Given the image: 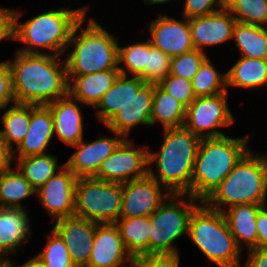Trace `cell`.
Masks as SVG:
<instances>
[{
	"mask_svg": "<svg viewBox=\"0 0 267 267\" xmlns=\"http://www.w3.org/2000/svg\"><path fill=\"white\" fill-rule=\"evenodd\" d=\"M179 199V200H178ZM201 203L189 194H170L150 217V255L179 254L173 244L188 234L189 219Z\"/></svg>",
	"mask_w": 267,
	"mask_h": 267,
	"instance_id": "ba28073f",
	"label": "cell"
},
{
	"mask_svg": "<svg viewBox=\"0 0 267 267\" xmlns=\"http://www.w3.org/2000/svg\"><path fill=\"white\" fill-rule=\"evenodd\" d=\"M145 3H148L149 5H157V4H164L168 3L171 0H143Z\"/></svg>",
	"mask_w": 267,
	"mask_h": 267,
	"instance_id": "681fc988",
	"label": "cell"
},
{
	"mask_svg": "<svg viewBox=\"0 0 267 267\" xmlns=\"http://www.w3.org/2000/svg\"><path fill=\"white\" fill-rule=\"evenodd\" d=\"M149 148L141 146L135 148L130 138H125L114 152L100 165L98 172L93 176L98 180L125 183L148 175Z\"/></svg>",
	"mask_w": 267,
	"mask_h": 267,
	"instance_id": "8fae6325",
	"label": "cell"
},
{
	"mask_svg": "<svg viewBox=\"0 0 267 267\" xmlns=\"http://www.w3.org/2000/svg\"><path fill=\"white\" fill-rule=\"evenodd\" d=\"M227 98L228 91L214 96L196 97L186 108L184 127L201 139L226 136L220 128L229 127L235 122Z\"/></svg>",
	"mask_w": 267,
	"mask_h": 267,
	"instance_id": "30bf717a",
	"label": "cell"
},
{
	"mask_svg": "<svg viewBox=\"0 0 267 267\" xmlns=\"http://www.w3.org/2000/svg\"><path fill=\"white\" fill-rule=\"evenodd\" d=\"M123 66H120V65ZM147 65V39L145 42H134L130 45L118 46V69L120 74L139 76Z\"/></svg>",
	"mask_w": 267,
	"mask_h": 267,
	"instance_id": "e575fe53",
	"label": "cell"
},
{
	"mask_svg": "<svg viewBox=\"0 0 267 267\" xmlns=\"http://www.w3.org/2000/svg\"><path fill=\"white\" fill-rule=\"evenodd\" d=\"M122 183L77 178L75 216L96 223H115L120 218Z\"/></svg>",
	"mask_w": 267,
	"mask_h": 267,
	"instance_id": "9c48e42d",
	"label": "cell"
},
{
	"mask_svg": "<svg viewBox=\"0 0 267 267\" xmlns=\"http://www.w3.org/2000/svg\"><path fill=\"white\" fill-rule=\"evenodd\" d=\"M242 267H267V248H252Z\"/></svg>",
	"mask_w": 267,
	"mask_h": 267,
	"instance_id": "f6af8a7d",
	"label": "cell"
},
{
	"mask_svg": "<svg viewBox=\"0 0 267 267\" xmlns=\"http://www.w3.org/2000/svg\"><path fill=\"white\" fill-rule=\"evenodd\" d=\"M86 14L72 30L65 57L67 76H80L109 69H118V39L92 17L83 28ZM80 30V31H79ZM79 31V33H77Z\"/></svg>",
	"mask_w": 267,
	"mask_h": 267,
	"instance_id": "5b68a950",
	"label": "cell"
},
{
	"mask_svg": "<svg viewBox=\"0 0 267 267\" xmlns=\"http://www.w3.org/2000/svg\"><path fill=\"white\" fill-rule=\"evenodd\" d=\"M69 93L46 105L52 113L54 135L68 146H74L84 136L83 116L79 105Z\"/></svg>",
	"mask_w": 267,
	"mask_h": 267,
	"instance_id": "44dd1931",
	"label": "cell"
},
{
	"mask_svg": "<svg viewBox=\"0 0 267 267\" xmlns=\"http://www.w3.org/2000/svg\"><path fill=\"white\" fill-rule=\"evenodd\" d=\"M97 223L78 216L56 220L53 229L63 239L76 267H86L94 242Z\"/></svg>",
	"mask_w": 267,
	"mask_h": 267,
	"instance_id": "e0dca14e",
	"label": "cell"
},
{
	"mask_svg": "<svg viewBox=\"0 0 267 267\" xmlns=\"http://www.w3.org/2000/svg\"><path fill=\"white\" fill-rule=\"evenodd\" d=\"M183 17L207 16L225 7V0H185Z\"/></svg>",
	"mask_w": 267,
	"mask_h": 267,
	"instance_id": "ab89813d",
	"label": "cell"
},
{
	"mask_svg": "<svg viewBox=\"0 0 267 267\" xmlns=\"http://www.w3.org/2000/svg\"><path fill=\"white\" fill-rule=\"evenodd\" d=\"M0 267H10V260L7 259H0Z\"/></svg>",
	"mask_w": 267,
	"mask_h": 267,
	"instance_id": "f907efd6",
	"label": "cell"
},
{
	"mask_svg": "<svg viewBox=\"0 0 267 267\" xmlns=\"http://www.w3.org/2000/svg\"><path fill=\"white\" fill-rule=\"evenodd\" d=\"M207 57L206 53L197 49L173 56L171 57L169 74L192 80L194 75L198 72L200 65Z\"/></svg>",
	"mask_w": 267,
	"mask_h": 267,
	"instance_id": "74e56055",
	"label": "cell"
},
{
	"mask_svg": "<svg viewBox=\"0 0 267 267\" xmlns=\"http://www.w3.org/2000/svg\"><path fill=\"white\" fill-rule=\"evenodd\" d=\"M186 118V107L172 95L154 84L151 127L161 123L163 129L183 127Z\"/></svg>",
	"mask_w": 267,
	"mask_h": 267,
	"instance_id": "83f0119b",
	"label": "cell"
},
{
	"mask_svg": "<svg viewBox=\"0 0 267 267\" xmlns=\"http://www.w3.org/2000/svg\"><path fill=\"white\" fill-rule=\"evenodd\" d=\"M257 248H267V205H264L257 214Z\"/></svg>",
	"mask_w": 267,
	"mask_h": 267,
	"instance_id": "ee69618b",
	"label": "cell"
},
{
	"mask_svg": "<svg viewBox=\"0 0 267 267\" xmlns=\"http://www.w3.org/2000/svg\"><path fill=\"white\" fill-rule=\"evenodd\" d=\"M46 238L48 239L47 243L38 256L47 267H76L72 262L63 239L54 229Z\"/></svg>",
	"mask_w": 267,
	"mask_h": 267,
	"instance_id": "8d00e7d4",
	"label": "cell"
},
{
	"mask_svg": "<svg viewBox=\"0 0 267 267\" xmlns=\"http://www.w3.org/2000/svg\"><path fill=\"white\" fill-rule=\"evenodd\" d=\"M114 137H104L95 141L81 140L76 145V151L64 165L77 177H93L101 163L110 156L125 139L121 134L111 131Z\"/></svg>",
	"mask_w": 267,
	"mask_h": 267,
	"instance_id": "2e32d148",
	"label": "cell"
},
{
	"mask_svg": "<svg viewBox=\"0 0 267 267\" xmlns=\"http://www.w3.org/2000/svg\"><path fill=\"white\" fill-rule=\"evenodd\" d=\"M13 160V150L8 146L0 130V171L11 168Z\"/></svg>",
	"mask_w": 267,
	"mask_h": 267,
	"instance_id": "bcb514c9",
	"label": "cell"
},
{
	"mask_svg": "<svg viewBox=\"0 0 267 267\" xmlns=\"http://www.w3.org/2000/svg\"><path fill=\"white\" fill-rule=\"evenodd\" d=\"M267 204H239L224 210L223 214L237 245L243 249L257 248L256 219L259 210Z\"/></svg>",
	"mask_w": 267,
	"mask_h": 267,
	"instance_id": "cb8c5ba5",
	"label": "cell"
},
{
	"mask_svg": "<svg viewBox=\"0 0 267 267\" xmlns=\"http://www.w3.org/2000/svg\"><path fill=\"white\" fill-rule=\"evenodd\" d=\"M187 237L217 267H242L243 250L231 234L223 212L199 203L190 216Z\"/></svg>",
	"mask_w": 267,
	"mask_h": 267,
	"instance_id": "8992f818",
	"label": "cell"
},
{
	"mask_svg": "<svg viewBox=\"0 0 267 267\" xmlns=\"http://www.w3.org/2000/svg\"><path fill=\"white\" fill-rule=\"evenodd\" d=\"M180 254H151L136 260L138 267H179Z\"/></svg>",
	"mask_w": 267,
	"mask_h": 267,
	"instance_id": "b9f144b4",
	"label": "cell"
},
{
	"mask_svg": "<svg viewBox=\"0 0 267 267\" xmlns=\"http://www.w3.org/2000/svg\"><path fill=\"white\" fill-rule=\"evenodd\" d=\"M146 83L139 76L119 74L114 84L101 97L96 116L102 124H106Z\"/></svg>",
	"mask_w": 267,
	"mask_h": 267,
	"instance_id": "d4e9b609",
	"label": "cell"
},
{
	"mask_svg": "<svg viewBox=\"0 0 267 267\" xmlns=\"http://www.w3.org/2000/svg\"><path fill=\"white\" fill-rule=\"evenodd\" d=\"M236 19L224 7L207 16L189 19L192 43L195 49L205 52V47H213L231 41Z\"/></svg>",
	"mask_w": 267,
	"mask_h": 267,
	"instance_id": "ac0fdd59",
	"label": "cell"
},
{
	"mask_svg": "<svg viewBox=\"0 0 267 267\" xmlns=\"http://www.w3.org/2000/svg\"><path fill=\"white\" fill-rule=\"evenodd\" d=\"M136 263L127 252L115 223H97L86 267H131Z\"/></svg>",
	"mask_w": 267,
	"mask_h": 267,
	"instance_id": "5bb4252c",
	"label": "cell"
},
{
	"mask_svg": "<svg viewBox=\"0 0 267 267\" xmlns=\"http://www.w3.org/2000/svg\"><path fill=\"white\" fill-rule=\"evenodd\" d=\"M54 136L51 110L45 105H32L28 131L20 145L13 150L14 158L47 154Z\"/></svg>",
	"mask_w": 267,
	"mask_h": 267,
	"instance_id": "ffe728a7",
	"label": "cell"
},
{
	"mask_svg": "<svg viewBox=\"0 0 267 267\" xmlns=\"http://www.w3.org/2000/svg\"><path fill=\"white\" fill-rule=\"evenodd\" d=\"M170 194L149 174L122 183L120 218L150 216Z\"/></svg>",
	"mask_w": 267,
	"mask_h": 267,
	"instance_id": "7c38bea8",
	"label": "cell"
},
{
	"mask_svg": "<svg viewBox=\"0 0 267 267\" xmlns=\"http://www.w3.org/2000/svg\"><path fill=\"white\" fill-rule=\"evenodd\" d=\"M159 152L149 149L148 174L172 194H188L201 138L183 127L163 129ZM156 163V170L152 164ZM156 171V172H155Z\"/></svg>",
	"mask_w": 267,
	"mask_h": 267,
	"instance_id": "7a4b0ae2",
	"label": "cell"
},
{
	"mask_svg": "<svg viewBox=\"0 0 267 267\" xmlns=\"http://www.w3.org/2000/svg\"><path fill=\"white\" fill-rule=\"evenodd\" d=\"M257 157L259 158L261 164H262V167H263V171L265 172L266 174V177H267V155H263V156H258Z\"/></svg>",
	"mask_w": 267,
	"mask_h": 267,
	"instance_id": "c3c4849f",
	"label": "cell"
},
{
	"mask_svg": "<svg viewBox=\"0 0 267 267\" xmlns=\"http://www.w3.org/2000/svg\"><path fill=\"white\" fill-rule=\"evenodd\" d=\"M250 135L232 138H202L194 162L191 191L193 198L204 202L250 150Z\"/></svg>",
	"mask_w": 267,
	"mask_h": 267,
	"instance_id": "277c9868",
	"label": "cell"
},
{
	"mask_svg": "<svg viewBox=\"0 0 267 267\" xmlns=\"http://www.w3.org/2000/svg\"><path fill=\"white\" fill-rule=\"evenodd\" d=\"M127 252L136 261L150 255V217L119 218L115 222Z\"/></svg>",
	"mask_w": 267,
	"mask_h": 267,
	"instance_id": "484cf974",
	"label": "cell"
},
{
	"mask_svg": "<svg viewBox=\"0 0 267 267\" xmlns=\"http://www.w3.org/2000/svg\"><path fill=\"white\" fill-rule=\"evenodd\" d=\"M119 74V69H109L86 75L67 76L68 93L83 106L95 107Z\"/></svg>",
	"mask_w": 267,
	"mask_h": 267,
	"instance_id": "603a6c76",
	"label": "cell"
},
{
	"mask_svg": "<svg viewBox=\"0 0 267 267\" xmlns=\"http://www.w3.org/2000/svg\"><path fill=\"white\" fill-rule=\"evenodd\" d=\"M77 177L65 166L36 190L43 208L56 221L75 215V189Z\"/></svg>",
	"mask_w": 267,
	"mask_h": 267,
	"instance_id": "4fadbf2b",
	"label": "cell"
},
{
	"mask_svg": "<svg viewBox=\"0 0 267 267\" xmlns=\"http://www.w3.org/2000/svg\"><path fill=\"white\" fill-rule=\"evenodd\" d=\"M60 57L17 51L8 60L16 103L46 106L68 94L66 61Z\"/></svg>",
	"mask_w": 267,
	"mask_h": 267,
	"instance_id": "6da1fadb",
	"label": "cell"
},
{
	"mask_svg": "<svg viewBox=\"0 0 267 267\" xmlns=\"http://www.w3.org/2000/svg\"><path fill=\"white\" fill-rule=\"evenodd\" d=\"M30 226V217L24 208L0 207V259H7L8 254L16 255L29 241Z\"/></svg>",
	"mask_w": 267,
	"mask_h": 267,
	"instance_id": "7402d4cb",
	"label": "cell"
},
{
	"mask_svg": "<svg viewBox=\"0 0 267 267\" xmlns=\"http://www.w3.org/2000/svg\"><path fill=\"white\" fill-rule=\"evenodd\" d=\"M5 110L0 120L3 124L1 133L8 146L14 150L13 144L18 147L27 134L31 116V104L14 103Z\"/></svg>",
	"mask_w": 267,
	"mask_h": 267,
	"instance_id": "1f68e13d",
	"label": "cell"
},
{
	"mask_svg": "<svg viewBox=\"0 0 267 267\" xmlns=\"http://www.w3.org/2000/svg\"><path fill=\"white\" fill-rule=\"evenodd\" d=\"M36 195V189L14 167L0 171V207L24 208L22 200Z\"/></svg>",
	"mask_w": 267,
	"mask_h": 267,
	"instance_id": "f546056e",
	"label": "cell"
},
{
	"mask_svg": "<svg viewBox=\"0 0 267 267\" xmlns=\"http://www.w3.org/2000/svg\"><path fill=\"white\" fill-rule=\"evenodd\" d=\"M14 23L13 9L0 7V42L14 40Z\"/></svg>",
	"mask_w": 267,
	"mask_h": 267,
	"instance_id": "7bdbcfd3",
	"label": "cell"
},
{
	"mask_svg": "<svg viewBox=\"0 0 267 267\" xmlns=\"http://www.w3.org/2000/svg\"><path fill=\"white\" fill-rule=\"evenodd\" d=\"M236 22L267 27V0H225Z\"/></svg>",
	"mask_w": 267,
	"mask_h": 267,
	"instance_id": "836d02e7",
	"label": "cell"
},
{
	"mask_svg": "<svg viewBox=\"0 0 267 267\" xmlns=\"http://www.w3.org/2000/svg\"><path fill=\"white\" fill-rule=\"evenodd\" d=\"M10 267H18L14 262L10 261Z\"/></svg>",
	"mask_w": 267,
	"mask_h": 267,
	"instance_id": "816d5d0a",
	"label": "cell"
},
{
	"mask_svg": "<svg viewBox=\"0 0 267 267\" xmlns=\"http://www.w3.org/2000/svg\"><path fill=\"white\" fill-rule=\"evenodd\" d=\"M14 159L17 162L18 171L36 190L64 165L59 166L57 156H52L50 153Z\"/></svg>",
	"mask_w": 267,
	"mask_h": 267,
	"instance_id": "4dcf8cb0",
	"label": "cell"
},
{
	"mask_svg": "<svg viewBox=\"0 0 267 267\" xmlns=\"http://www.w3.org/2000/svg\"><path fill=\"white\" fill-rule=\"evenodd\" d=\"M151 45L173 57L194 50L189 19L179 21L167 15L158 16L148 26Z\"/></svg>",
	"mask_w": 267,
	"mask_h": 267,
	"instance_id": "9a60e30c",
	"label": "cell"
},
{
	"mask_svg": "<svg viewBox=\"0 0 267 267\" xmlns=\"http://www.w3.org/2000/svg\"><path fill=\"white\" fill-rule=\"evenodd\" d=\"M254 153L249 150L204 201L209 208L223 212L239 204H267V177Z\"/></svg>",
	"mask_w": 267,
	"mask_h": 267,
	"instance_id": "52a82bcc",
	"label": "cell"
},
{
	"mask_svg": "<svg viewBox=\"0 0 267 267\" xmlns=\"http://www.w3.org/2000/svg\"><path fill=\"white\" fill-rule=\"evenodd\" d=\"M232 39L242 57L267 60V27L236 22Z\"/></svg>",
	"mask_w": 267,
	"mask_h": 267,
	"instance_id": "f1b7e54d",
	"label": "cell"
},
{
	"mask_svg": "<svg viewBox=\"0 0 267 267\" xmlns=\"http://www.w3.org/2000/svg\"><path fill=\"white\" fill-rule=\"evenodd\" d=\"M18 267H47L46 264L41 260V258L37 255L33 258H30L27 262L22 265H18Z\"/></svg>",
	"mask_w": 267,
	"mask_h": 267,
	"instance_id": "7dc6e473",
	"label": "cell"
},
{
	"mask_svg": "<svg viewBox=\"0 0 267 267\" xmlns=\"http://www.w3.org/2000/svg\"><path fill=\"white\" fill-rule=\"evenodd\" d=\"M196 97L214 96L227 91L226 73L221 74L207 57L191 80Z\"/></svg>",
	"mask_w": 267,
	"mask_h": 267,
	"instance_id": "d6a6232c",
	"label": "cell"
},
{
	"mask_svg": "<svg viewBox=\"0 0 267 267\" xmlns=\"http://www.w3.org/2000/svg\"><path fill=\"white\" fill-rule=\"evenodd\" d=\"M158 85L186 108L196 98L191 80L168 74Z\"/></svg>",
	"mask_w": 267,
	"mask_h": 267,
	"instance_id": "f35d334b",
	"label": "cell"
},
{
	"mask_svg": "<svg viewBox=\"0 0 267 267\" xmlns=\"http://www.w3.org/2000/svg\"><path fill=\"white\" fill-rule=\"evenodd\" d=\"M16 103L12 89V74L8 61L0 62V109Z\"/></svg>",
	"mask_w": 267,
	"mask_h": 267,
	"instance_id": "60d3db41",
	"label": "cell"
},
{
	"mask_svg": "<svg viewBox=\"0 0 267 267\" xmlns=\"http://www.w3.org/2000/svg\"><path fill=\"white\" fill-rule=\"evenodd\" d=\"M171 57L147 39V65L139 77L148 84L160 83L170 73Z\"/></svg>",
	"mask_w": 267,
	"mask_h": 267,
	"instance_id": "d590c367",
	"label": "cell"
},
{
	"mask_svg": "<svg viewBox=\"0 0 267 267\" xmlns=\"http://www.w3.org/2000/svg\"><path fill=\"white\" fill-rule=\"evenodd\" d=\"M228 87L257 89L267 85V60L242 57L226 72Z\"/></svg>",
	"mask_w": 267,
	"mask_h": 267,
	"instance_id": "4316f807",
	"label": "cell"
},
{
	"mask_svg": "<svg viewBox=\"0 0 267 267\" xmlns=\"http://www.w3.org/2000/svg\"><path fill=\"white\" fill-rule=\"evenodd\" d=\"M88 9L86 5L76 9L60 7L40 13L23 23L19 22L23 12L13 10L14 40L26 44L17 51L37 54L53 52L55 56H64L72 30L87 15Z\"/></svg>",
	"mask_w": 267,
	"mask_h": 267,
	"instance_id": "3957f363",
	"label": "cell"
},
{
	"mask_svg": "<svg viewBox=\"0 0 267 267\" xmlns=\"http://www.w3.org/2000/svg\"><path fill=\"white\" fill-rule=\"evenodd\" d=\"M154 84L146 83L115 115L105 124L109 131L124 138L136 125L151 127Z\"/></svg>",
	"mask_w": 267,
	"mask_h": 267,
	"instance_id": "d6986e66",
	"label": "cell"
}]
</instances>
